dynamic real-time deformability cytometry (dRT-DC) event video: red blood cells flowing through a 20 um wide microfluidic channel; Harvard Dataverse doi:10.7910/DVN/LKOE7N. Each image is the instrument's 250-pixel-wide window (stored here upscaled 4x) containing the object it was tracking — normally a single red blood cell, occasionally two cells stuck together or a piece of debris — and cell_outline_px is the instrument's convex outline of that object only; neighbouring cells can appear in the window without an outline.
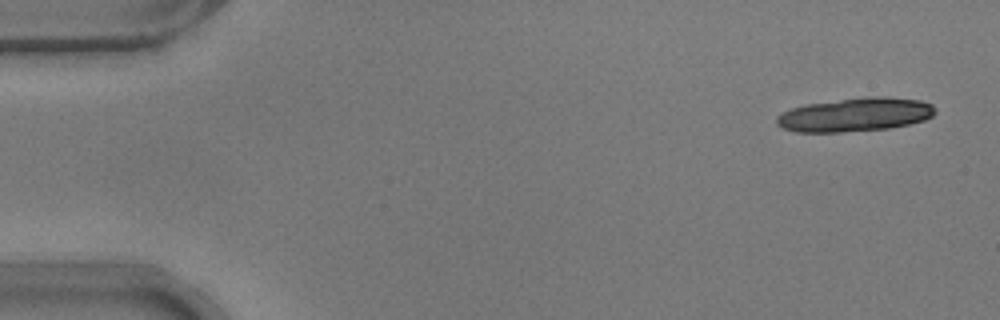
{"species": "common noctule bat (a hibernating species)", "species_latin": "Nyctalus noctula", "temperature_condition": "warm", "stored_images_in_passage": 14, "camera_frame_rate_fps": 3000, "um_per_image_px": 0.085, "animal": {"sex": "male", "body_mass_g": 17.9}, "frame": {"image": 1, "passage_image": 3, "time_ms": 0.667, "image_size_px": [1000, 320], "cell_outline_px": [[936, 112], [932, 116], [924, 120], [908, 124], [888, 128], [840, 132], [796, 132], [784, 128], [776, 124], [776, 116], [792, 108], [804, 104], [872, 96], [884, 96], [920, 100], [932, 104], [936, 108]], "centroid_in_image_um": [72.7, 9.74], "position_along_channel_um": 12.3, "area_um2": 31.04}}